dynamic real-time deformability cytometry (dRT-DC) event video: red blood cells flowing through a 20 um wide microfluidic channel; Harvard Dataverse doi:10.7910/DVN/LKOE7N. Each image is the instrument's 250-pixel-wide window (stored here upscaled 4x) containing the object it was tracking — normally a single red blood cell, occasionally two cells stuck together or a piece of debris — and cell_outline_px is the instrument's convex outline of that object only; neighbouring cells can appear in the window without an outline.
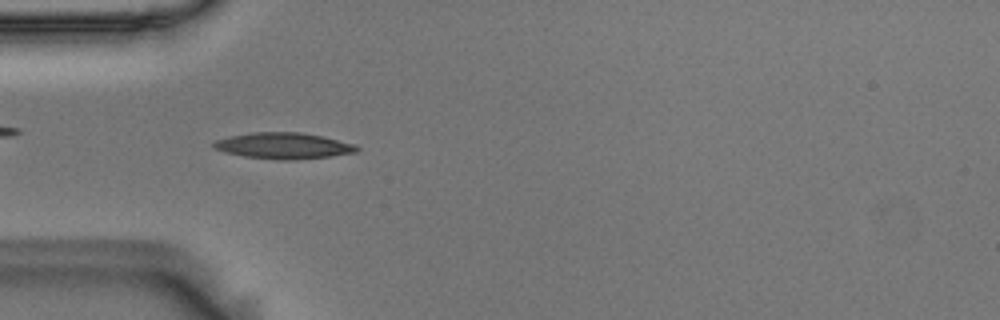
{"species": "Egyptian fruit bat (a non-hibernating species)", "species_latin": "Rousettus aegyptiacus", "temperature_condition": "room temperature", "stored_images_in_passage": 43, "camera_frame_rate_fps": 3000, "um_per_image_px": 0.085, "animal": {"sex": "male"}, "frame": {"image": 1, "passage_image": 5, "time_ms": 1.333, "image_size_px": [1000, 320], "cell_outline_px": [[360, 148], [356, 152], [332, 156], [296, 160], [280, 160], [244, 156], [224, 152], [212, 148], [212, 144], [216, 140], [228, 136], [252, 132], [300, 132], [320, 136], [356, 144]], "centroid_in_image_um": [24.08, 12.39], "position_along_channel_um": 60.9, "area_um2": 21.91}}
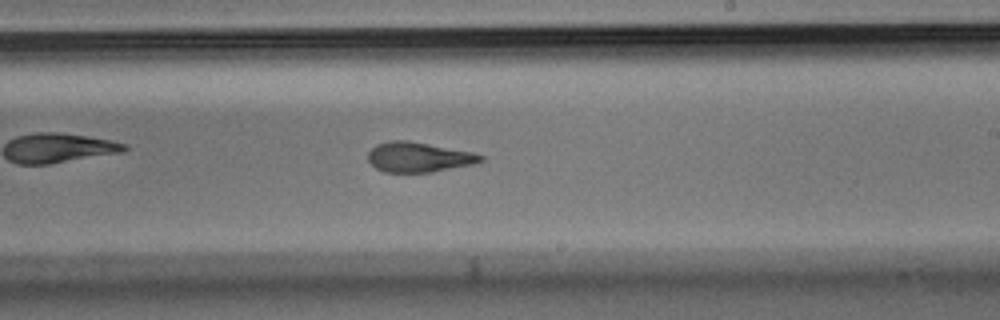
{"frame": {"image": 2, "passage_image": 21, "time_ms": 6.667, "image_size_px": [1000, 320], "cell_outline_px": [[484, 160], [476, 164], [432, 172], [384, 172], [376, 168], [368, 160], [368, 152], [376, 144], [388, 140], [408, 140], [472, 152], [484, 156]], "centroid_in_image_um": [35.59, 13.35], "position_along_channel_um": 253.4, "area_um2": 19.77}}
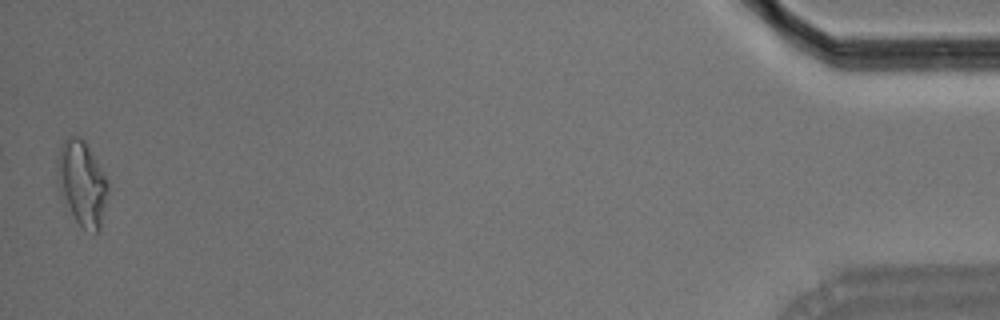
{"frame": {"image": 3, "passage_image": 43, "time_ms": 14.0, "image_size_px": [1000, 320], "cell_outline_px": [[108, 196], [100, 228], [96, 232], [84, 228], [76, 220], [60, 192], [56, 160], [64, 140], [68, 136], [80, 136], [84, 140], [104, 176], [108, 184]], "centroid_in_image_um": [6.97, 15.55], "position_along_channel_um": 428.2, "area_um2": 24.22}, "authors_computed_cell_mechanics": {"area_um2": 20.3456, "velocity_mm_per_s": 3.6304, "shape_relaxation_time_tau1_ms": 7.6489, "shape_relaxation_time_tau2_ms": 2.1005, "deformation_change_tau1": 0.2302, "deformation_change_tau2": 0.1119}}